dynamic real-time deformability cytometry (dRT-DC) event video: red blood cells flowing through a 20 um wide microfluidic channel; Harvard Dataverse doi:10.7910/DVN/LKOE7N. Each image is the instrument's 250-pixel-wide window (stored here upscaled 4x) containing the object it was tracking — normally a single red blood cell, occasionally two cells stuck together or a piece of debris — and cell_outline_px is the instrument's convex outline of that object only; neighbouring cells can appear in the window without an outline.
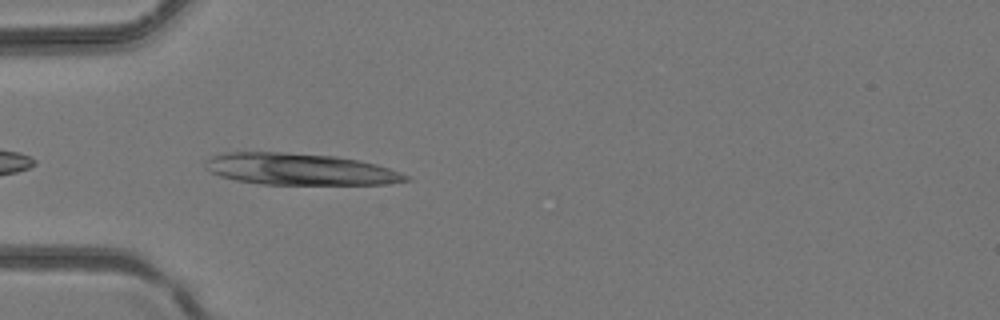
{"species": "common noctule bat (a hibernating species)", "species_latin": "Nyctalus noctula", "temperature_condition": "room temperature", "stored_images_in_passage": 32, "camera_frame_rate_fps": 3000, "um_per_image_px": 0.085, "animal": {"sex": "female", "body_mass_g": 24.6, "forearm_length_mm": 56.2}, "frame": {"image": 1, "passage_image": 8, "time_ms": 2.333, "image_size_px": [1000, 320], "cell_outline_px": [[408, 180], [384, 184], [264, 184], [236, 180], [220, 176], [204, 168], [204, 160], [212, 156], [224, 152], [284, 152], [336, 156], [360, 160], [376, 164], [388, 168], [408, 176]], "centroid_in_image_um": [25.41, 14.37], "position_along_channel_um": 59.6, "area_um2": 36.76}}
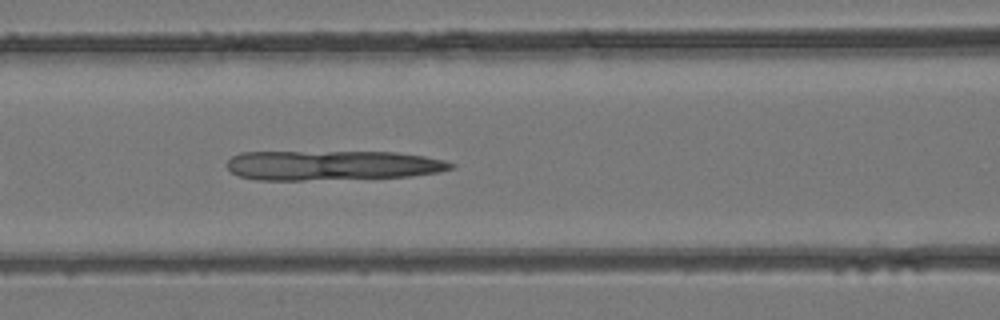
{"frame": {"image": 2, "passage_image": 13, "time_ms": 4.0, "image_size_px": [1000, 320], "cell_outline_px": [[456, 168], [440, 172], [412, 176], [300, 180], [260, 180], [240, 176], [232, 172], [228, 168], [228, 160], [232, 156], [240, 152], [396, 152], [424, 156], [444, 160], [456, 164]], "centroid_in_image_um": [28.29, 14.05], "position_along_channel_um": 138.3, "area_um2": 38.78}}
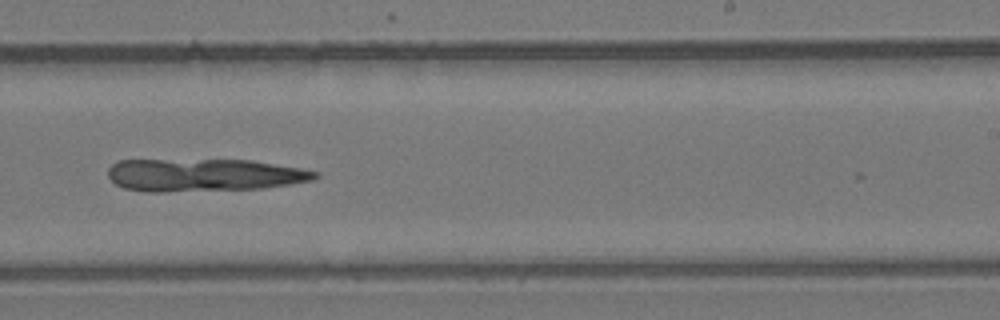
{"frame": {"image": 3, "passage_image": 21, "time_ms": 6.667, "image_size_px": [1000, 320], "cell_outline_px": [[320, 176], [312, 180], [264, 188], [164, 192], [148, 192], [124, 188], [116, 184], [108, 176], [108, 168], [112, 164], [120, 160], [252, 160], [300, 168], [320, 172]], "centroid_in_image_um": [17.33, 14.88], "position_along_channel_um": 271.7, "area_um2": 39.48}}